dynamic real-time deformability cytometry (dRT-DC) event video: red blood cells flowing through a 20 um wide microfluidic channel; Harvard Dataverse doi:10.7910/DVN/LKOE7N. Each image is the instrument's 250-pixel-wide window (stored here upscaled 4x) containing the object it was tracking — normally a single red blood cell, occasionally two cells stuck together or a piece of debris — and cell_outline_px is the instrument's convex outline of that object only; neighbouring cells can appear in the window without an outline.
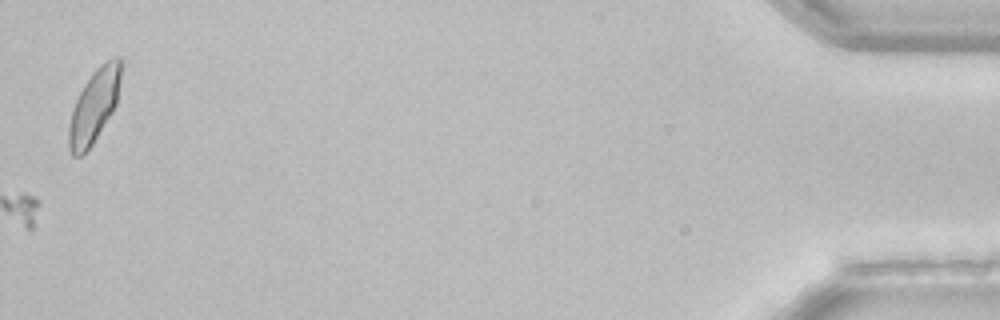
{"species": "common noctule bat (a hibernating species)", "species_latin": "Nyctalus noctula", "temperature_condition": "room temperature", "stored_images_in_passage": 48, "camera_frame_rate_fps": 3000, "um_per_image_px": 0.085, "animal": {"sex": "female", "body_mass_g": 22.7, "forearm_length_mm": 54.2}, "frame": {"image": 1, "passage_image": 48, "time_ms": 15.667, "image_size_px": [1000, 320], "cell_outline_px": [[124, 64], [116, 104], [112, 112], [92, 144], [80, 156], [72, 156], [68, 148], [68, 128], [72, 108], [84, 84], [92, 72], [100, 64], [116, 56], [120, 56], [124, 60]], "centroid_in_image_um": [8.03, 8.94], "position_along_channel_um": 427.2, "area_um2": 22.48}}